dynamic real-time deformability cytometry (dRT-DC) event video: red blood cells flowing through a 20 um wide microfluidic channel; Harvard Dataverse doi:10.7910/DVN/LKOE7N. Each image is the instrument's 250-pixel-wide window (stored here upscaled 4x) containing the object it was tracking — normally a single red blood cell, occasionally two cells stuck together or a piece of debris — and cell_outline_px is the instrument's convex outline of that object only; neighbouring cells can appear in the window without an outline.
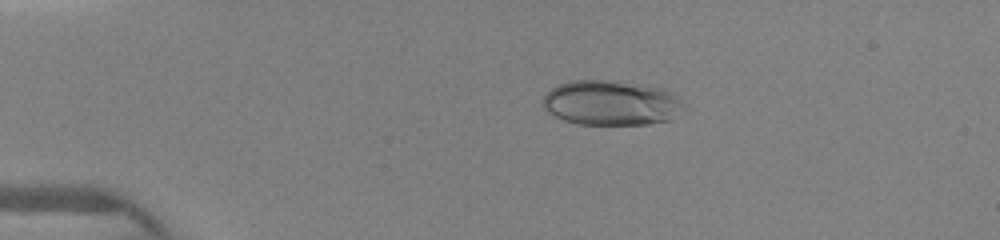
{"species": "human", "species_latin": "Homo sapiens", "temperature_condition": "warm", "stored_images_in_passage": 4, "camera_frame_rate_fps": 3000, "um_per_image_px": 0.085, "donor": {"sex": "female"}, "frame": {"image": 1, "passage_image": 3, "time_ms": 2.333, "image_size_px": [1000, 240], "cell_outline_px": [[688, 112], [672, 120], [648, 124], [580, 124], [564, 120], [548, 112], [544, 108], [544, 96], [556, 84], [568, 80], [620, 80], [664, 88], [676, 92], [688, 104]], "centroid_in_image_um": [52.12, 8.73], "position_along_channel_um": 32.9, "area_um2": 38.21}}